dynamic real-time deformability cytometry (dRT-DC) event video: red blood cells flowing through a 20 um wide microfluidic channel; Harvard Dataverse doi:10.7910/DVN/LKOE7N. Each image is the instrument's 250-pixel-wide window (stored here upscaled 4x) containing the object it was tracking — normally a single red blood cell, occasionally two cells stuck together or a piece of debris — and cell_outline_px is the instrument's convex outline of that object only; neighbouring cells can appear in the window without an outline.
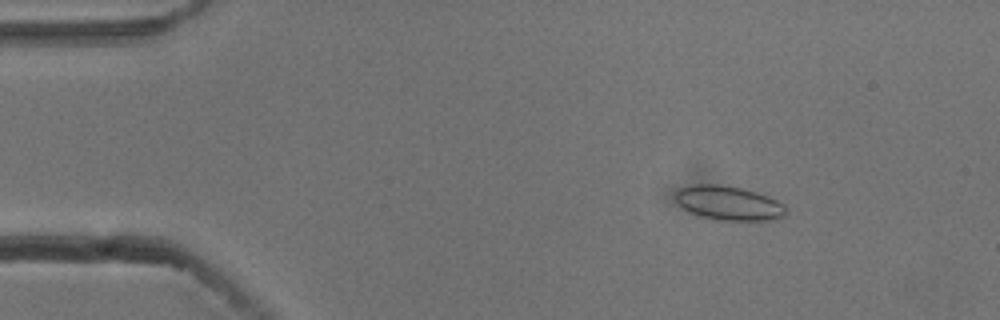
{"species": "common noctule bat (a hibernating species)", "species_latin": "Nyctalus noctula", "temperature_condition": "cold", "stored_images_in_passage": 54, "camera_frame_rate_fps": 3000, "um_per_image_px": 0.085, "animal": {"sex": "male", "body_mass_g": 13.3}, "frame": {"image": 1, "passage_image": 8, "time_ms": 2.333, "image_size_px": [1000, 320], "cell_outline_px": [[788, 212], [784, 216], [768, 220], [716, 220], [688, 212], [680, 208], [676, 200], [676, 192], [680, 188], [688, 184], [720, 184], [740, 188], [756, 192], [768, 196], [784, 204], [788, 208]], "centroid_in_image_um": [61.92, 17.26], "position_along_channel_um": 23.1, "area_um2": 22.25}}
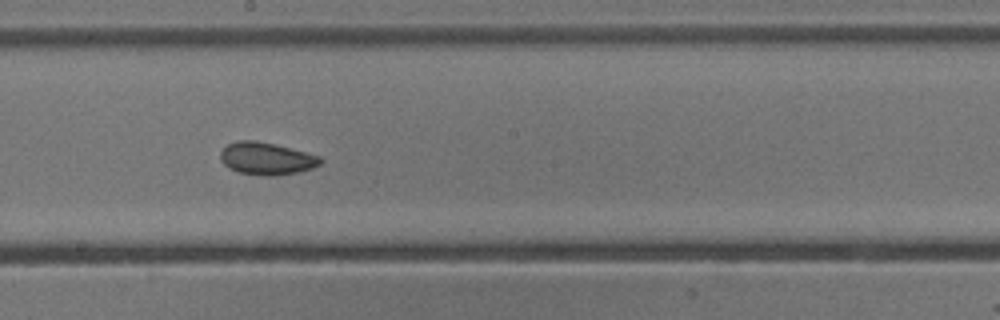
{"frame": {"image": 2, "passage_image": 30, "time_ms": 9.667, "image_size_px": [1000, 320], "cell_outline_px": [[324, 160], [320, 164], [312, 168], [296, 172], [276, 176], [264, 176], [240, 172], [224, 164], [220, 160], [220, 152], [228, 144], [236, 140], [256, 140], [320, 156]], "centroid_in_image_um": [22.64, 13.48], "position_along_channel_um": 225.6, "area_um2": 18.61}}
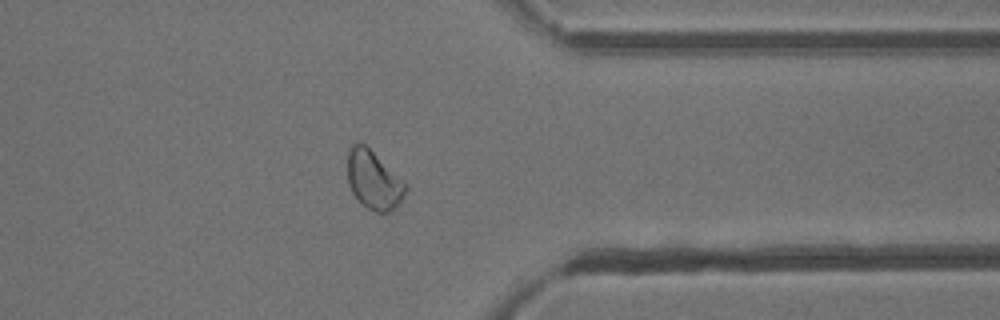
{"frame": {"image": 3, "passage_image": 43, "time_ms": 14.0, "image_size_px": [1000, 320], "cell_outline_px": [[408, 188], [400, 200], [388, 212], [376, 212], [360, 204], [352, 192], [348, 184], [348, 152], [352, 144], [364, 144], [404, 180], [408, 184]], "centroid_in_image_um": [31.75, 15.31], "position_along_channel_um": 379.6, "area_um2": 19.54}, "authors_computed_cell_mechanics": {"area_um2": 20.2011, "velocity_mm_per_s": 3.7694, "shape_relaxation_time_tau1_ms": 5.0102, "shape_relaxation_time_tau2_ms": 1.5352, "deformation_change_tau1": 0.0748, "deformation_change_tau2": 0.0618}}